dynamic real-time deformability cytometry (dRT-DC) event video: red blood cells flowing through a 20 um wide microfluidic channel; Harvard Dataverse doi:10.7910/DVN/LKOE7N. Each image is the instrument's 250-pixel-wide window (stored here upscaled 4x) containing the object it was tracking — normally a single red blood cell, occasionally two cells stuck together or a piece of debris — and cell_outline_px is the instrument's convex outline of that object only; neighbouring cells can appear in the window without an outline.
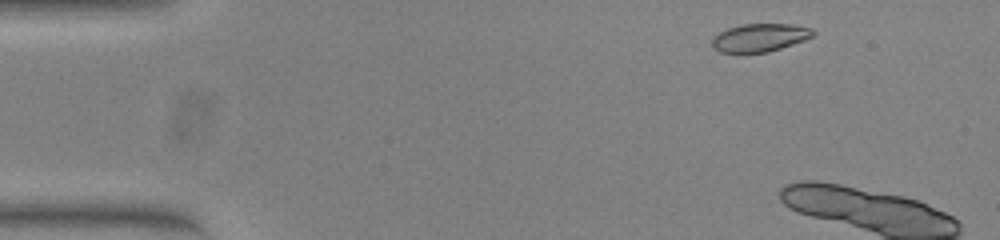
{"species": "common noctule bat (a hibernating species)", "species_latin": "Nyctalus noctula", "temperature_condition": "warm", "stored_images_in_passage": 8, "camera_frame_rate_fps": 3000, "um_per_image_px": 0.085, "animal": {"sex": "female", "body_mass_g": 23.0, "forearm_length_mm": 53.4}, "frame": {"image": 1, "passage_image": 4, "time_ms": 1.0, "image_size_px": [1000, 240], "cell_outline_px": [[816, 32], [812, 36], [804, 40], [768, 52], [720, 52], [712, 48], [712, 36], [728, 28], [740, 24], [792, 24], [812, 28]], "centroid_in_image_um": [64.56, 3.19], "position_along_channel_um": 20.4, "area_um2": 16.47}}